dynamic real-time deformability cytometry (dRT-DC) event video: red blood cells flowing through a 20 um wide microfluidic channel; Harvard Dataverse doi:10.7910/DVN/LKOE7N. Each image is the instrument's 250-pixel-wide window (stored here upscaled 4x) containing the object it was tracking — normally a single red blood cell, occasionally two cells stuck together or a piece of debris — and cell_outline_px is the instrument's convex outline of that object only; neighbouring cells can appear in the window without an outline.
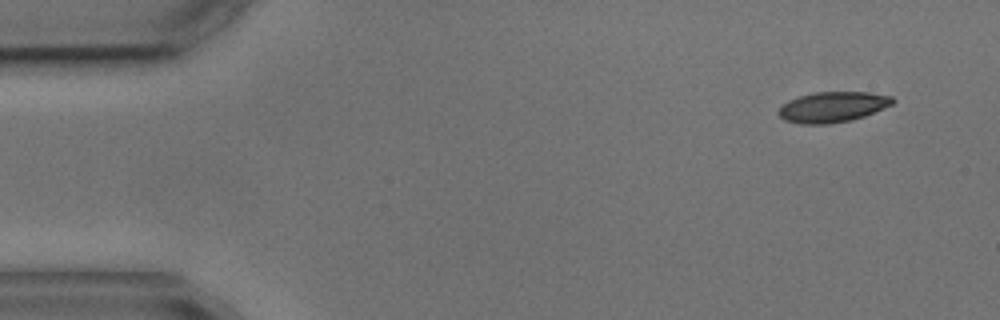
{"species": "common noctule bat (a hibernating species)", "species_latin": "Nyctalus noctula", "temperature_condition": "cold", "stored_images_in_passage": 4, "camera_frame_rate_fps": 3000, "um_per_image_px": 0.085, "animal": {"sex": "male", "body_mass_g": 17.9, "forearm_length_mm": 54.2}, "frame": {"image": 1, "passage_image": 1, "time_ms": 0.0, "image_size_px": [1000, 320], "cell_outline_px": [[896, 100], [892, 104], [864, 116], [852, 120], [828, 124], [800, 124], [784, 120], [780, 116], [780, 108], [788, 100], [812, 92], [868, 92], [892, 96]], "centroid_in_image_um": [70.79, 9.09], "position_along_channel_um": 14.2, "area_um2": 20.17}}
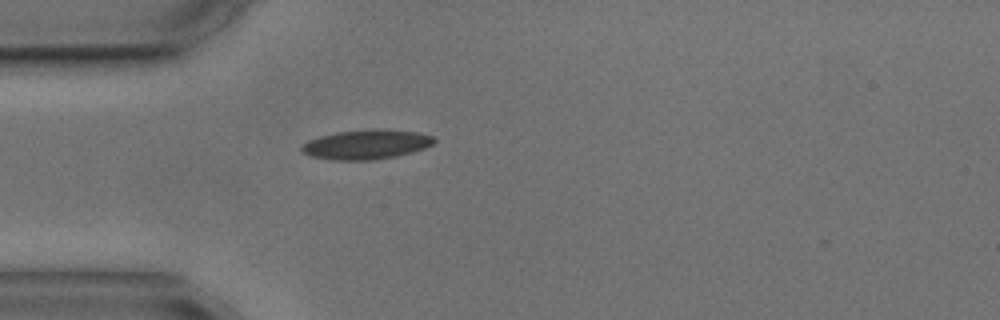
{"frame": {"image": 2, "passage_image": 4, "time_ms": 3.667, "image_size_px": [1000, 320], "cell_outline_px": [[436, 140], [432, 144], [424, 148], [412, 152], [396, 156], [372, 160], [332, 160], [312, 156], [300, 152], [300, 148], [308, 140], [320, 136], [336, 132], [376, 128], [384, 128], [416, 132], [432, 136]], "centroid_in_image_um": [31.12, 12.27], "position_along_channel_um": 53.9, "area_um2": 22.89}}